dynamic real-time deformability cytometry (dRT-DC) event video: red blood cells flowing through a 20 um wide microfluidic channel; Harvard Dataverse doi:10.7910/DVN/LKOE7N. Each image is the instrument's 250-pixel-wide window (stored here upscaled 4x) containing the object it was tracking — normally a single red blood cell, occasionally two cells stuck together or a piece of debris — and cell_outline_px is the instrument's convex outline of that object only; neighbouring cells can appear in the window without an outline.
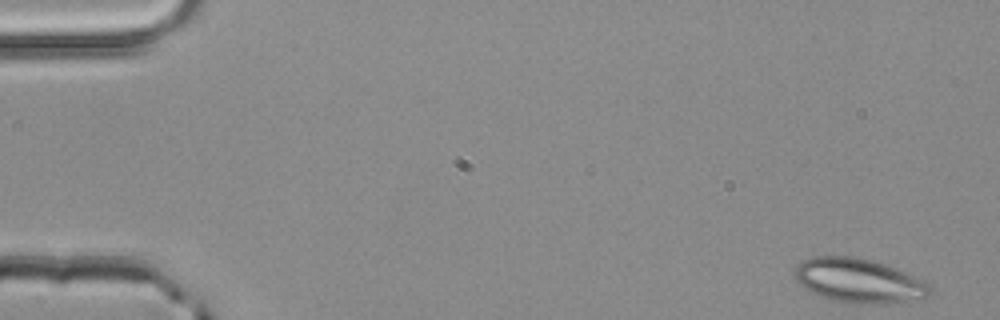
{"species": "common noctule bat (a hibernating species)", "species_latin": "Nyctalus noctula", "temperature_condition": "room temperature", "stored_images_in_passage": 3, "camera_frame_rate_fps": 3000, "um_per_image_px": 0.085, "animal": {"sex": "male", "body_mass_g": 20.4}, "frame": {"image": 1, "passage_image": 1, "time_ms": 0.0, "image_size_px": [1000, 320], "cell_outline_px": [[932, 288], [928, 296], [880, 304], [860, 304], [832, 300], [820, 296], [804, 288], [792, 276], [792, 272], [796, 264], [812, 256], [856, 256], [872, 260], [884, 264], [924, 280]], "centroid_in_image_um": [72.91, 23.84], "position_along_channel_um": 12.1, "area_um2": 34.8}}